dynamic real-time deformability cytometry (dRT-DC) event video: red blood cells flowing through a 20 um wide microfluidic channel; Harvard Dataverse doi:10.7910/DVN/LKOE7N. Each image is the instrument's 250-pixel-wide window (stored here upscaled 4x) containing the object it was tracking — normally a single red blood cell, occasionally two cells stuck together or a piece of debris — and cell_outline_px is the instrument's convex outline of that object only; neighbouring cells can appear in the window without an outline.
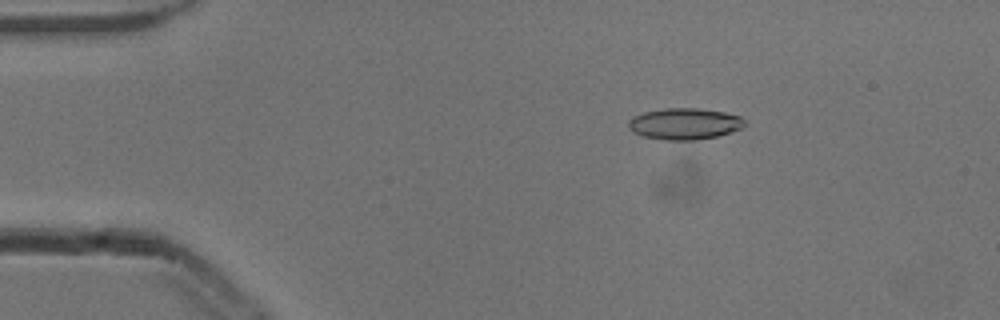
{"species": "common noctule bat (a hibernating species)", "species_latin": "Nyctalus noctula", "temperature_condition": "cold", "stored_images_in_passage": 53, "camera_frame_rate_fps": 3000, "um_per_image_px": 0.085, "animal": {"sex": "male", "body_mass_g": 13.3}, "frame": {"image": 1, "passage_image": 9, "time_ms": 2.667, "image_size_px": [1000, 320], "cell_outline_px": [[748, 124], [732, 132], [716, 136], [696, 140], [664, 140], [644, 136], [632, 132], [628, 128], [628, 120], [632, 116], [644, 112], [664, 108], [696, 108], [724, 112], [740, 116]], "centroid_in_image_um": [58.17, 10.52], "position_along_channel_um": 26.8, "area_um2": 21.39}}
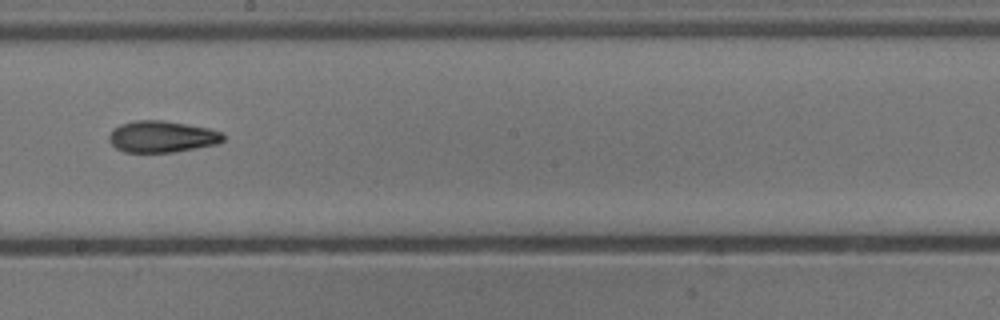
{"frame": {"image": 2, "passage_image": 30, "time_ms": 9.667, "image_size_px": [1000, 320], "cell_outline_px": [[224, 140], [216, 144], [176, 152], [124, 152], [116, 148], [108, 140], [108, 136], [112, 128], [120, 124], [136, 120], [160, 120], [208, 128], [220, 132], [224, 136]], "centroid_in_image_um": [13.71, 11.62], "position_along_channel_um": 234.5, "area_um2": 20.92}}
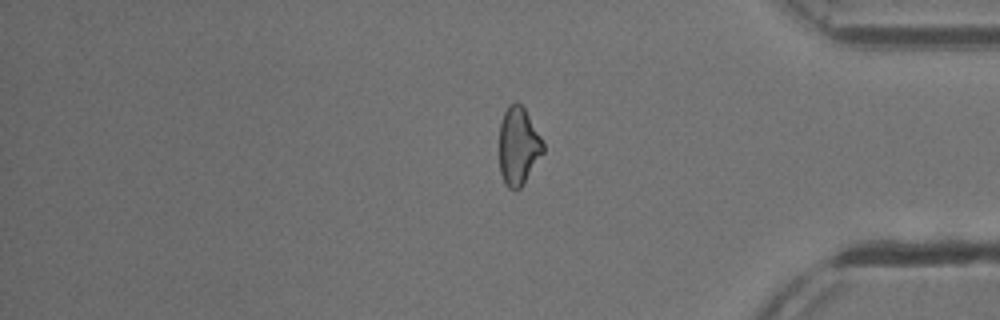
{"frame": {"image": 3, "passage_image": 44, "time_ms": 14.333, "image_size_px": [1000, 320], "cell_outline_px": [[544, 152], [520, 188], [516, 192], [508, 188], [504, 184], [500, 172], [500, 124], [504, 112], [508, 104], [516, 100], [524, 108], [540, 136], [544, 144]], "centroid_in_image_um": [44.05, 12.43], "position_along_channel_um": 391.2, "area_um2": 19.88}, "authors_computed_cell_mechanics": {"area_um2": 20.808, "velocity_mm_per_s": 3.8709, "shape_relaxation_time_tau1_ms": 6.1094, "shape_relaxation_time_tau2_ms": 6.3224, "deformation_change_tau1": 0.1606, "deformation_change_tau2": 0.1475}}